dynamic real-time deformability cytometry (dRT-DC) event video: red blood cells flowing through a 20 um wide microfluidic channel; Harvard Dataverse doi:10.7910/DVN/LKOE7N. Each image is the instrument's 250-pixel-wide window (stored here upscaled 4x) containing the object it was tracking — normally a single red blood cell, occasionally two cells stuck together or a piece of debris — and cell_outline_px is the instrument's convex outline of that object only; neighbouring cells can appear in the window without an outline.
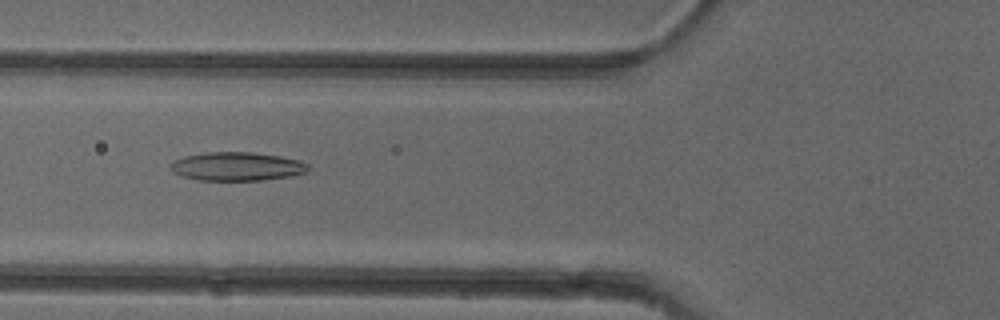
{"species": "common noctule bat (a hibernating species)", "species_latin": "Nyctalus noctula", "temperature_condition": "cold", "stored_images_in_passage": 37, "camera_frame_rate_fps": 3000, "um_per_image_px": 0.085, "animal": {"sex": "female"}, "frame": {"image": 1, "passage_image": 5, "time_ms": 1.333, "image_size_px": [1000, 320], "cell_outline_px": [[308, 172], [288, 176], [260, 180], [200, 180], [180, 176], [172, 172], [168, 168], [168, 164], [172, 160], [184, 156], [208, 152], [252, 152], [280, 156], [300, 160], [308, 164]], "centroid_in_image_um": [20.07, 14.14], "position_along_channel_um": 105.7, "area_um2": 23.12}}
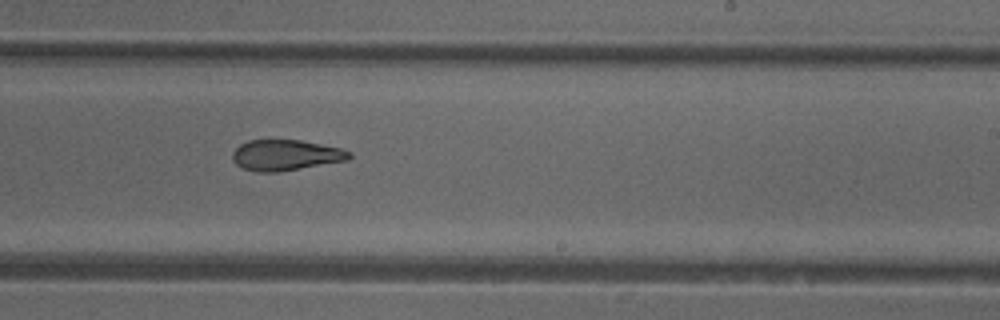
{"frame": {"image": 2, "passage_image": 17, "time_ms": 5.333, "image_size_px": [1000, 320], "cell_outline_px": [[352, 156], [348, 160], [276, 172], [256, 172], [244, 168], [236, 164], [232, 160], [232, 152], [240, 144], [248, 140], [300, 140], [340, 148], [352, 152]], "centroid_in_image_um": [24.26, 13.18], "position_along_channel_um": 264.7, "area_um2": 20.81}}
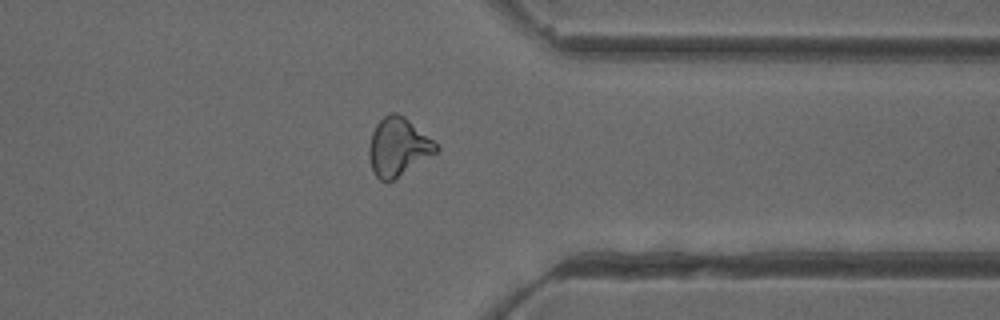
{"frame": {"image": 3, "passage_image": 26, "time_ms": 8.333, "image_size_px": [1000, 320], "cell_outline_px": [[440, 148], [436, 152], [392, 180], [380, 180], [372, 172], [368, 152], [368, 148], [372, 132], [376, 124], [388, 112], [396, 112], [404, 116], [432, 140]], "centroid_in_image_um": [33.79, 12.46], "position_along_channel_um": 377.6, "area_um2": 22.31}, "authors_computed_cell_mechanics": {"area_um2": 22.253, "velocity_mm_per_s": 3.9662, "shape_relaxation_time_tau1_ms": 8.9064, "shape_relaxation_time_tau2_ms": 2.2549, "deformation_change_tau1": 0.2071, "deformation_change_tau2": 0.0911}}